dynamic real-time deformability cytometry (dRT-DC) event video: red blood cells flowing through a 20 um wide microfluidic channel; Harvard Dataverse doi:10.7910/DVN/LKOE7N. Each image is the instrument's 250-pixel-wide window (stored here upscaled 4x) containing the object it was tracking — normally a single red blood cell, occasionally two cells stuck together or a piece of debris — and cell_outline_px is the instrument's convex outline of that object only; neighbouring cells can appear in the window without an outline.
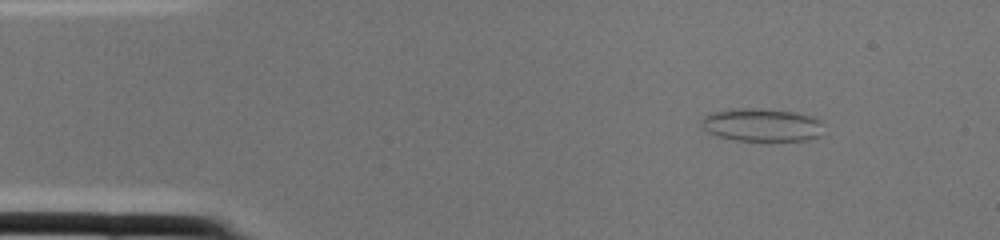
{"species": "common noctule bat (a hibernating species)", "species_latin": "Nyctalus noctula", "temperature_condition": "cold", "stored_images_in_passage": 1, "camera_frame_rate_fps": 3000, "um_per_image_px": 0.085, "animal": {"sex": "female", "body_mass_g": 22.0, "forearm_length_mm": 56.7}, "frame": {"image": 1, "passage_image": 1, "time_ms": 0.0, "image_size_px": [1000, 240], "cell_outline_px": [[824, 124], [820, 136], [808, 140], [736, 140], [716, 136], [708, 132], [700, 124], [700, 120], [708, 112], [740, 108], [760, 108], [796, 112], [812, 116], [820, 120]], "centroid_in_image_um": [64.74, 10.6], "position_along_channel_um": 20.3, "area_um2": 23.76}}